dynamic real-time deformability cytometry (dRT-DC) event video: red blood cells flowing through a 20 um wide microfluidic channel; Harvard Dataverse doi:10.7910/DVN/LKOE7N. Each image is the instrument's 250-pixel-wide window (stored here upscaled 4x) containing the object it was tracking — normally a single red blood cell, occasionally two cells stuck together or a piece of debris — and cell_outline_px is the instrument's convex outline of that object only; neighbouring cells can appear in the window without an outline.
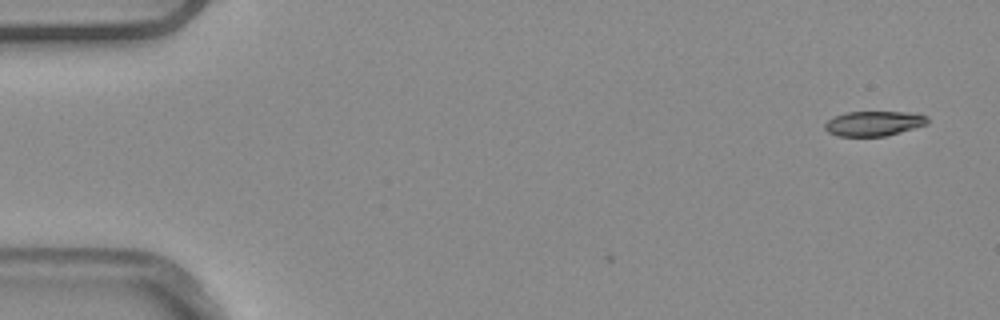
{"species": "common noctule bat (a hibernating species)", "species_latin": "Nyctalus noctula", "temperature_condition": "warm", "stored_images_in_passage": 3, "camera_frame_rate_fps": 3000, "um_per_image_px": 0.085, "animal": {"sex": "male", "body_mass_g": 20.4}, "frame": {"image": 1, "passage_image": 1, "time_ms": 0.0, "image_size_px": [1000, 320], "cell_outline_px": [[928, 124], [900, 132], [884, 136], [836, 136], [828, 132], [824, 128], [824, 124], [832, 116], [848, 112], [904, 112], [928, 116]], "centroid_in_image_um": [74.23, 10.49], "position_along_channel_um": 10.8, "area_um2": 14.85}}